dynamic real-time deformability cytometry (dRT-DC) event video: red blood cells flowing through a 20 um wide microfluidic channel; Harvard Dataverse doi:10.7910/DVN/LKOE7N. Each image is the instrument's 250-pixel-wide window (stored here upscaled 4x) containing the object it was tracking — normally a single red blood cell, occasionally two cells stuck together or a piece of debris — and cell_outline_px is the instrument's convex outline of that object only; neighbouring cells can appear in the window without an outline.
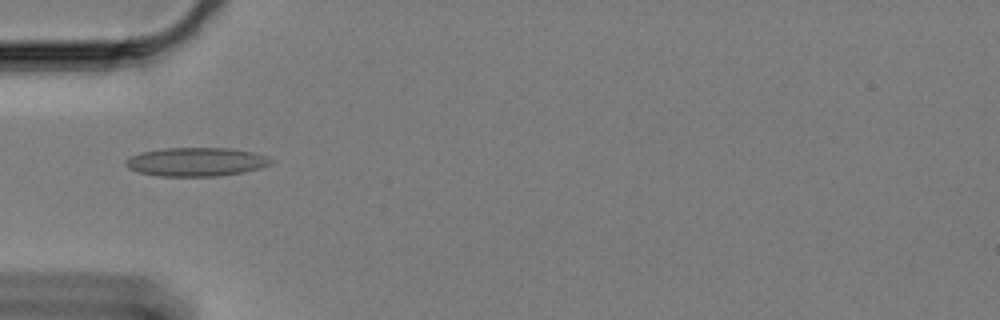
{"species": "Egyptian fruit bat (a non-hibernating species)", "species_latin": "Rousettus aegyptiacus", "temperature_condition": "cold", "stored_images_in_passage": 42, "camera_frame_rate_fps": 3000, "um_per_image_px": 0.085, "animal": {"sex": "female"}, "frame": {"image": 1, "passage_image": 1, "time_ms": 0.0, "image_size_px": [1000, 320], "cell_outline_px": [[272, 164], [260, 168], [240, 172], [216, 176], [160, 176], [140, 172], [128, 168], [124, 164], [124, 160], [140, 152], [164, 148], [228, 148], [252, 152], [268, 156], [272, 160]], "centroid_in_image_um": [16.66, 13.75], "position_along_channel_um": 68.3, "area_um2": 24.16}}
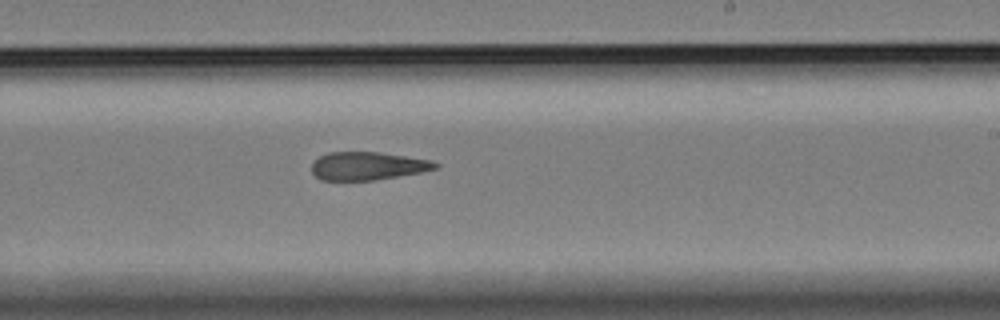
{"frame": {"image": 2, "passage_image": 18, "time_ms": 5.667, "image_size_px": [1000, 320], "cell_outline_px": [[440, 168], [400, 176], [372, 180], [320, 180], [312, 172], [312, 164], [320, 156], [328, 152], [380, 152], [432, 160], [440, 164]], "centroid_in_image_um": [31.29, 14.1], "position_along_channel_um": 257.7, "area_um2": 20.29}}
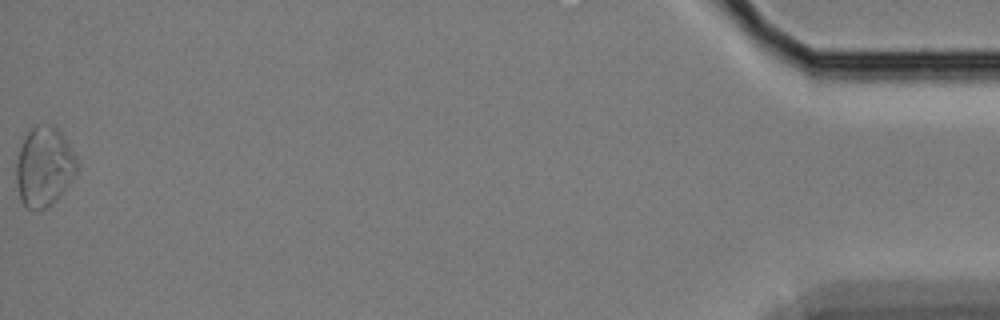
{"frame": {"image": 3, "passage_image": 42, "time_ms": 13.667, "image_size_px": [1000, 320], "cell_outline_px": [[80, 168], [56, 200], [52, 204], [44, 208], [32, 212], [20, 200], [16, 180], [16, 164], [20, 148], [24, 136], [36, 124], [52, 124], [64, 136], [76, 156]], "centroid_in_image_um": [3.76, 14.17], "position_along_channel_um": 431.4, "area_um2": 28.38}, "authors_computed_cell_mechanics": {"area_um2": 21.9929, "velocity_mm_per_s": 3.3368, "shape_relaxation_time_tau1_ms": null, "shape_relaxation_time_tau2_ms": 6.9008, "deformation_change_tau1": null, "deformation_change_tau2": 0.1568}}